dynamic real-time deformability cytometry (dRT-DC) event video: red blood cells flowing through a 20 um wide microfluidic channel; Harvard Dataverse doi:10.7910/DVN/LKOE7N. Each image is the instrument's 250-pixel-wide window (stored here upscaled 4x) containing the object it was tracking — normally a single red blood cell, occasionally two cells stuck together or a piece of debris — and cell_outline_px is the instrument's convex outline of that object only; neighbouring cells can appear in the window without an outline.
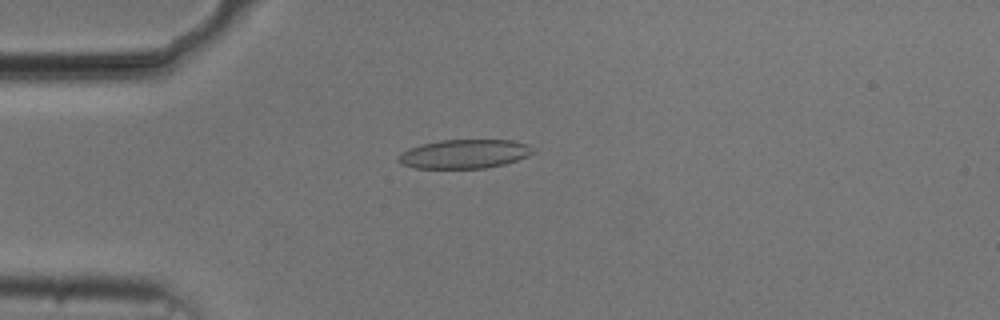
{"species": "common noctule bat (a hibernating species)", "species_latin": "Nyctalus noctula", "temperature_condition": "cold", "stored_images_in_passage": 41, "camera_frame_rate_fps": 3000, "um_per_image_px": 0.085, "animal": {"sex": "male", "body_mass_g": 20.5, "forearm_length_mm": 52.5}, "frame": {"image": 1, "passage_image": 1, "time_ms": 0.0, "image_size_px": [1000, 320], "cell_outline_px": [[536, 152], [528, 156], [504, 164], [484, 168], [412, 168], [400, 164], [396, 160], [408, 148], [420, 144], [440, 140], [512, 140], [528, 144], [536, 148]], "centroid_in_image_um": [39.5, 13.08], "position_along_channel_um": 45.5, "area_um2": 22.89}}
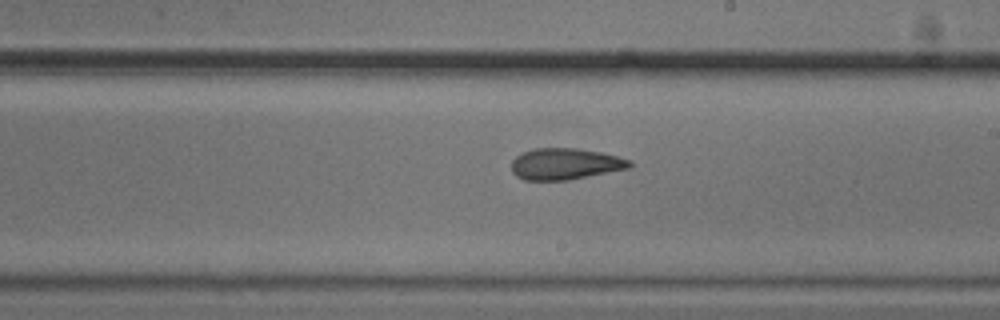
{"frame": {"image": 2, "passage_image": 18, "time_ms": 5.667, "image_size_px": [1000, 320], "cell_outline_px": [[632, 168], [568, 180], [524, 180], [516, 176], [512, 172], [512, 160], [520, 152], [532, 148], [576, 148], [600, 152], [632, 160]], "centroid_in_image_um": [48.04, 13.93], "position_along_channel_um": 241.0, "area_um2": 21.85}}
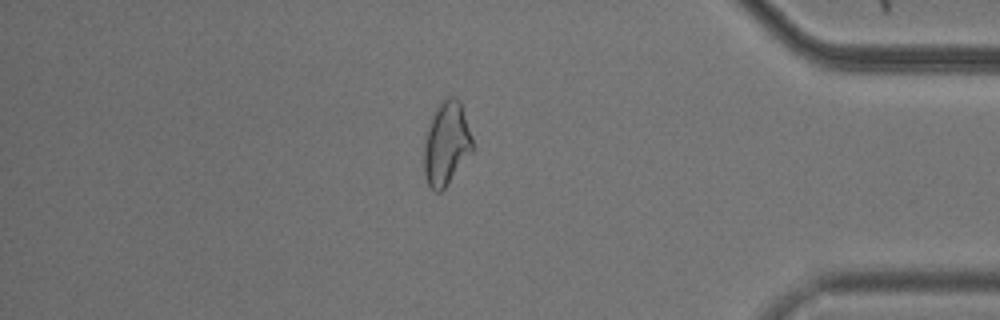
{"frame": {"image": 3, "passage_image": 33, "time_ms": 10.667, "image_size_px": [1000, 320], "cell_outline_px": [[472, 152], [448, 184], [440, 192], [436, 192], [428, 184], [424, 176], [424, 132], [436, 108], [448, 96], [456, 96], [460, 100], [472, 136]], "centroid_in_image_um": [37.93, 12.19], "position_along_channel_um": 397.3, "area_um2": 23.76}, "authors_computed_cell_mechanics": {"area_um2": 22.4264, "velocity_mm_per_s": 3.7514, "shape_relaxation_time_tau1_ms": null, "shape_relaxation_time_tau2_ms": 4.0892, "deformation_change_tau1": null, "deformation_change_tau2": 0.1019}}